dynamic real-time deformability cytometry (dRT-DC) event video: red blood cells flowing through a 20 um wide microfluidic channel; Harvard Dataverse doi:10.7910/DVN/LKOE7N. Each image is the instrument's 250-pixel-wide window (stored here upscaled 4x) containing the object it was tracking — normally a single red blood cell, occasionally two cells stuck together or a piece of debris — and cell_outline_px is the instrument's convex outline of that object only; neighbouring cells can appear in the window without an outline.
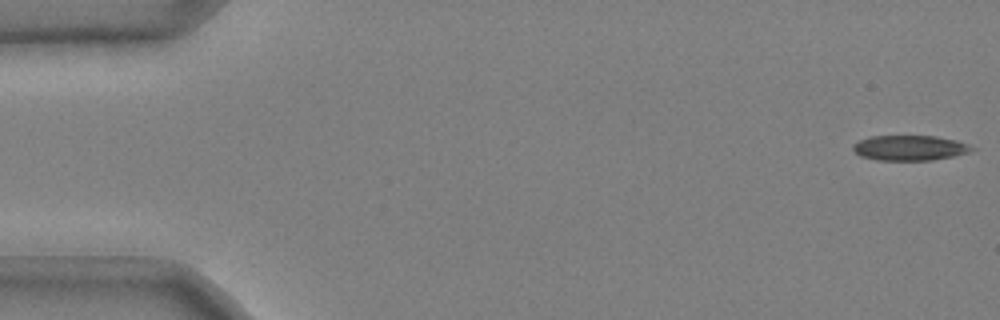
{"species": "common noctule bat (a hibernating species)", "species_latin": "Nyctalus noctula", "temperature_condition": "cold", "stored_images_in_passage": 50, "camera_frame_rate_fps": 3000, "um_per_image_px": 0.085, "animal": {"sex": "male", "body_mass_g": 20.4}, "frame": {"image": 1, "passage_image": 1, "time_ms": 0.0, "image_size_px": [1000, 320], "cell_outline_px": [[976, 148], [968, 152], [952, 156], [932, 160], [876, 160], [860, 156], [852, 148], [852, 144], [860, 140], [872, 136], [936, 136], [956, 140], [968, 144]], "centroid_in_image_um": [77.31, 12.57], "position_along_channel_um": 7.7, "area_um2": 17.34}}
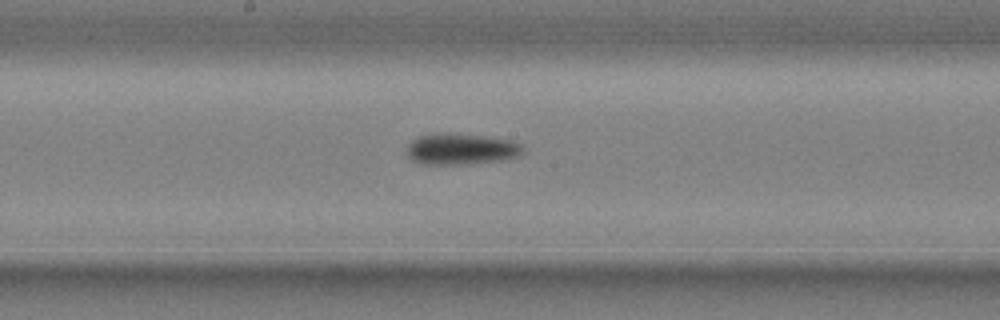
{"frame": {"image": 2, "passage_image": 28, "time_ms": 9.0, "image_size_px": [1000, 320], "cell_outline_px": [[524, 152], [520, 156], [504, 160], [468, 164], [420, 164], [412, 160], [408, 156], [408, 144], [412, 140], [420, 136], [440, 132], [448, 132], [484, 136], [512, 140], [520, 144], [524, 148]], "centroid_in_image_um": [39.22, 12.67], "position_along_channel_um": 209.0, "area_um2": 21.39}}
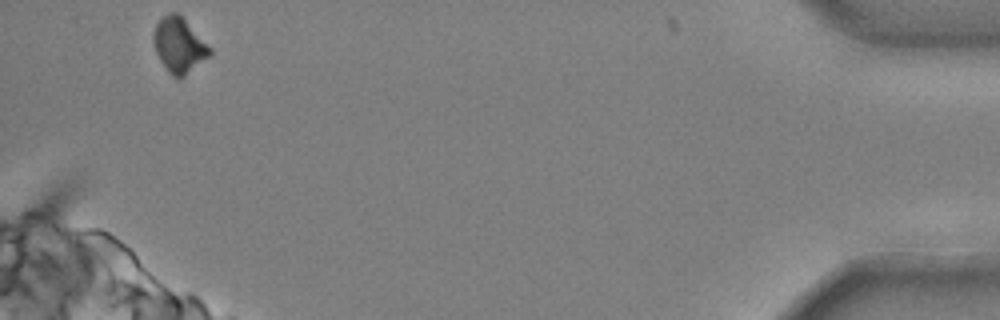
{"frame": {"image": 3, "passage_image": 50, "time_ms": 16.333, "image_size_px": [1000, 320], "cell_outline_px": [[212, 52], [208, 56], [184, 76], [172, 76], [168, 72], [160, 60], [156, 52], [152, 40], [152, 32], [156, 24], [168, 12], [176, 12], [212, 48]], "centroid_in_image_um": [15.19, 3.83], "position_along_channel_um": 420.0, "area_um2": 17.63}, "authors_computed_cell_mechanics": {"area_um2": 18.8428, "velocity_mm_per_s": 3.7198, "shape_relaxation_time_tau1_ms": 4.9435, "shape_relaxation_time_tau2_ms": null, "deformation_change_tau1": 0.1509, "deformation_change_tau2": null}}